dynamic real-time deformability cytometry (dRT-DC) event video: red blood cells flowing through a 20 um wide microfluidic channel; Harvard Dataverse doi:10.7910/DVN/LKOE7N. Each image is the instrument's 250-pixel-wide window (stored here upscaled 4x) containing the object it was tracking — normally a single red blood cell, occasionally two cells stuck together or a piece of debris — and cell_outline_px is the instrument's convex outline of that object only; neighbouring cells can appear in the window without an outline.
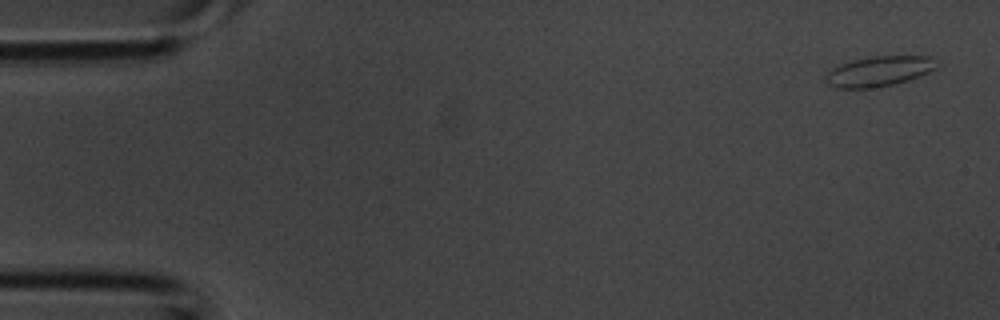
{"species": "common noctule bat (a hibernating species)", "species_latin": "Nyctalus noctula", "temperature_condition": "room temperature", "stored_images_in_passage": 4, "camera_frame_rate_fps": 3000, "um_per_image_px": 0.085, "animal": {"sex": "male", "body_mass_g": 20.1, "forearm_length_mm": 53.5}, "frame": {"image": 1, "passage_image": 1, "time_ms": 0.0, "image_size_px": [1000, 320], "cell_outline_px": [[940, 64], [936, 68], [928, 72], [908, 80], [896, 84], [880, 88], [836, 88], [828, 84], [824, 80], [824, 76], [832, 68], [840, 64], [852, 60], [872, 56], [932, 56]], "centroid_in_image_um": [74.72, 6.06], "position_along_channel_um": 10.3, "area_um2": 19.83}}